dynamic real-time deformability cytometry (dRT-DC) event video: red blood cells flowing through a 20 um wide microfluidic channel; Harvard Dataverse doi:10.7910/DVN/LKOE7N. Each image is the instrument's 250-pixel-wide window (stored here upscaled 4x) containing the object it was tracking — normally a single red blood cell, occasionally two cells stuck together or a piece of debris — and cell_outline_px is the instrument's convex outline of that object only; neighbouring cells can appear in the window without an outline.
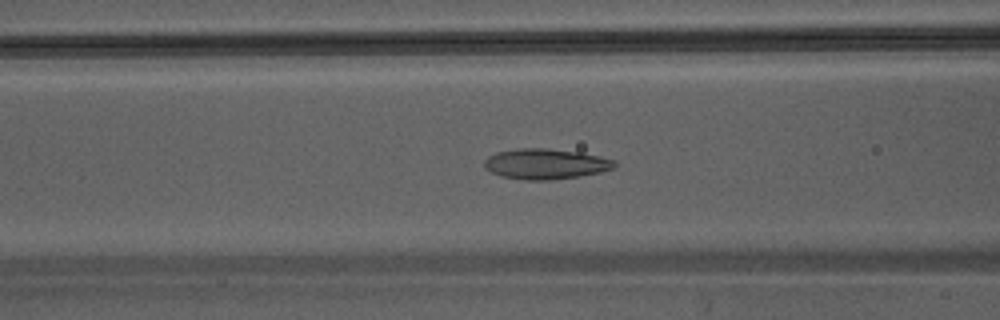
{"species": "Egyptian fruit bat (a non-hibernating species)", "species_latin": "Rousettus aegyptiacus", "temperature_condition": "warm", "stored_images_in_passage": 46, "camera_frame_rate_fps": 3000, "um_per_image_px": 0.085, "animal": {"sex": "male"}, "frame": {"image": 1, "passage_image": 19, "time_ms": 6.0, "image_size_px": [1000, 320], "cell_outline_px": [[616, 164], [612, 168], [600, 172], [580, 176], [552, 180], [528, 180], [500, 176], [484, 168], [484, 160], [488, 156], [496, 152], [520, 148], [544, 148], [580, 152], [600, 156], [616, 160]], "centroid_in_image_um": [46.36, 13.93], "position_along_channel_um": 120.2, "area_um2": 23.12}}
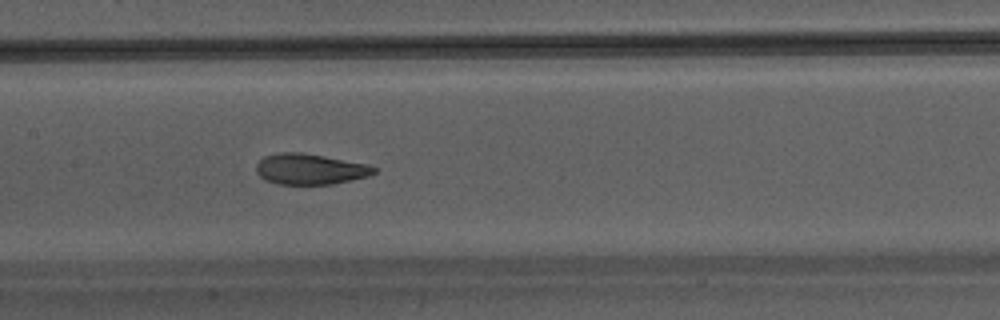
{"frame": {"image": 2, "passage_image": 23, "time_ms": 7.333, "image_size_px": [1000, 320], "cell_outline_px": [[376, 172], [368, 176], [352, 180], [332, 184], [280, 184], [264, 180], [256, 172], [256, 164], [264, 156], [280, 152], [300, 152], [324, 156], [368, 164], [376, 168]], "centroid_in_image_um": [26.34, 14.37], "position_along_channel_um": 181.1, "area_um2": 21.1}}
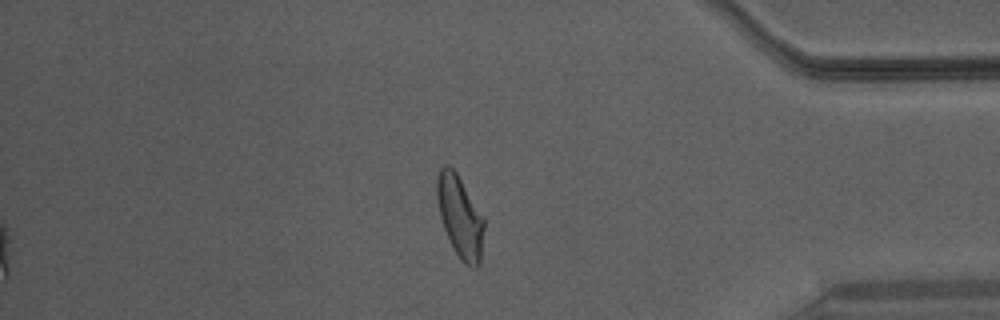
{"frame": {"image": 3, "passage_image": 39, "time_ms": 12.667, "image_size_px": [1000, 320], "cell_outline_px": [[484, 228], [480, 264], [476, 268], [472, 268], [464, 264], [460, 260], [452, 248], [444, 228], [440, 216], [436, 196], [436, 176], [440, 168], [444, 164], [448, 164], [456, 172], [484, 220]], "centroid_in_image_um": [39.07, 18.44], "position_along_channel_um": 396.1, "area_um2": 22.43}}